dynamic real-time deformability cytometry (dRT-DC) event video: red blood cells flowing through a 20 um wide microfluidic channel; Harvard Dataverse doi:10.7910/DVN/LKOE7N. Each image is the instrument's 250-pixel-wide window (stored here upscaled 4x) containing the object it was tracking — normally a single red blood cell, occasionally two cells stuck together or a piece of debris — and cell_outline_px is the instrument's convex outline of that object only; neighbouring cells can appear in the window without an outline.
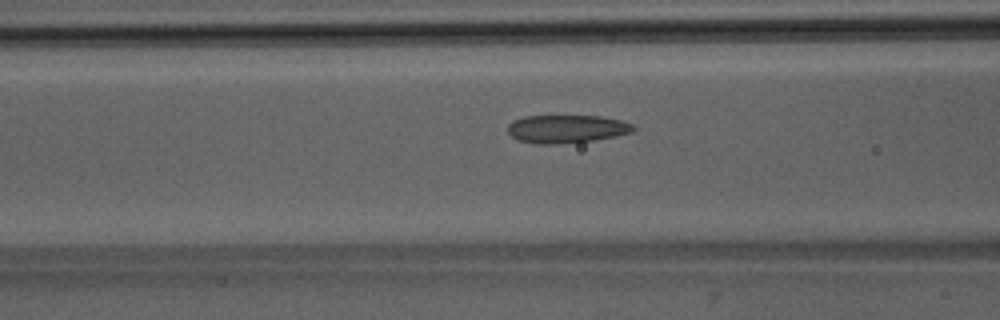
{"species": "Egyptian fruit bat (a non-hibernating species)", "species_latin": "Rousettus aegyptiacus", "temperature_condition": "room temperature", "stored_images_in_passage": 38, "camera_frame_rate_fps": 3000, "um_per_image_px": 0.085, "animal": {"sex": "male"}, "frame": {"image": 1, "passage_image": 13, "time_ms": 4.0, "image_size_px": [1000, 320], "cell_outline_px": [[636, 128], [632, 132], [616, 136], [592, 140], [556, 144], [532, 144], [516, 140], [508, 132], [508, 124], [512, 120], [524, 116], [600, 116], [620, 120], [632, 124]], "centroid_in_image_um": [48.11, 10.96], "position_along_channel_um": 118.5, "area_um2": 20.63}}
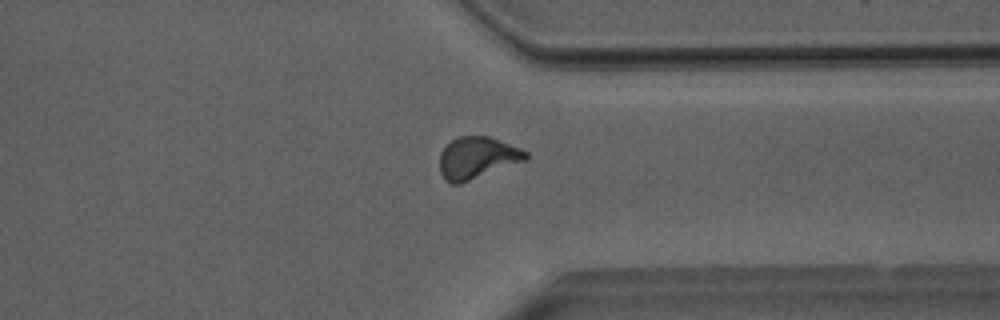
{"frame": {"image": 2, "passage_image": 32, "time_ms": 10.333, "image_size_px": [1000, 320], "cell_outline_px": [[528, 156], [524, 160], [460, 184], [452, 184], [444, 180], [440, 172], [440, 152], [452, 140], [460, 136], [488, 136], [500, 140], [520, 148], [528, 152]], "centroid_in_image_um": [40.52, 13.41], "position_along_channel_um": 370.9, "area_um2": 20.75}}
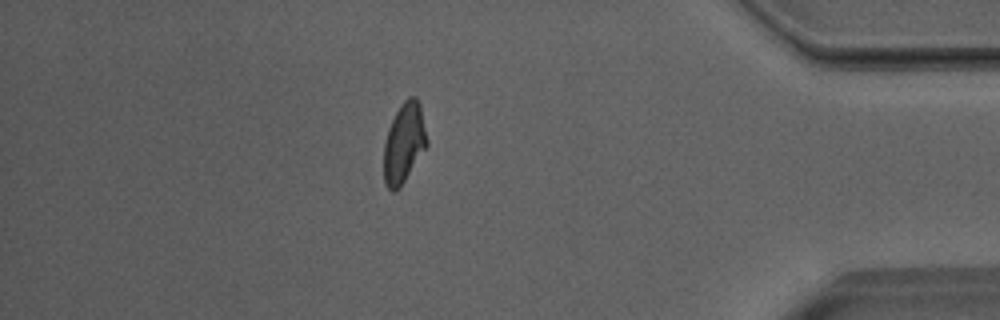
{"frame": {"image": 3, "passage_image": 37, "time_ms": 12.0, "image_size_px": [1000, 320], "cell_outline_px": [[428, 144], [400, 188], [396, 192], [392, 192], [384, 184], [384, 144], [388, 128], [400, 104], [408, 96], [416, 96], [420, 104], [428, 140]], "centroid_in_image_um": [34.34, 12.16], "position_along_channel_um": 400.9, "area_um2": 20.23}}